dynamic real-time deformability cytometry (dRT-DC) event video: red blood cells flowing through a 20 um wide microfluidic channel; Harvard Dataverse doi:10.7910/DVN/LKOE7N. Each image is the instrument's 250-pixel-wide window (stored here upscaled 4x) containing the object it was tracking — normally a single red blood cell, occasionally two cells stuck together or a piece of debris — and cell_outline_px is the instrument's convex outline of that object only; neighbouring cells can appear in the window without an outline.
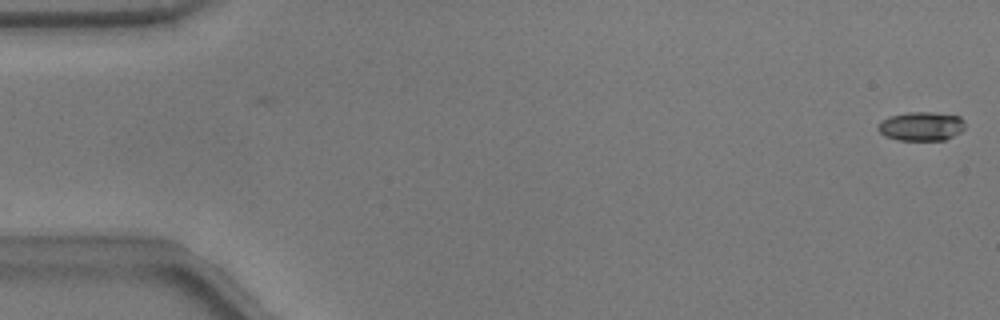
{"species": "common noctule bat (a hibernating species)", "species_latin": "Nyctalus noctula", "temperature_condition": "warm", "stored_images_in_passage": 2, "camera_frame_rate_fps": 3000, "um_per_image_px": 0.085, "animal": {"sex": "male", "body_mass_g": 17.9}, "frame": {"image": 1, "passage_image": 2, "time_ms": 0.333, "image_size_px": [1000, 320], "cell_outline_px": [[964, 128], [960, 132], [944, 140], [900, 140], [884, 136], [876, 128], [888, 116], [908, 112], [932, 112], [960, 116], [964, 120]], "centroid_in_image_um": [78.31, 10.73], "position_along_channel_um": 6.7, "area_um2": 14.62}}